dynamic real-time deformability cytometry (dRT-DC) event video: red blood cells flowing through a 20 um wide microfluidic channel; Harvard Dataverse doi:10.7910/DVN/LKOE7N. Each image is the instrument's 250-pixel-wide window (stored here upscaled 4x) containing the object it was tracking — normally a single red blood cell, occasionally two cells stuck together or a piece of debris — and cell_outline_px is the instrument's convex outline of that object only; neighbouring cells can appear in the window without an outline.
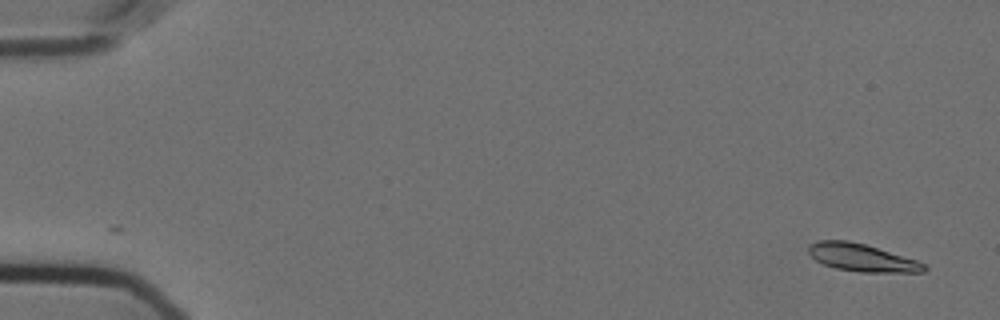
{"species": "Egyptian fruit bat (a non-hibernating species)", "species_latin": "Rousettus aegyptiacus", "temperature_condition": "cold", "stored_images_in_passage": 17, "camera_frame_rate_fps": 3000, "um_per_image_px": 0.085, "animal": {"sex": "female"}, "frame": {"image": 1, "passage_image": 1, "time_ms": 0.0, "image_size_px": [1000, 320], "cell_outline_px": [[928, 268], [924, 272], [860, 272], [836, 268], [824, 264], [816, 260], [808, 252], [808, 248], [812, 244], [820, 240], [848, 240], [864, 244], [916, 260], [924, 264]], "centroid_in_image_um": [73.26, 21.9], "position_along_channel_um": 11.7, "area_um2": 18.26}}
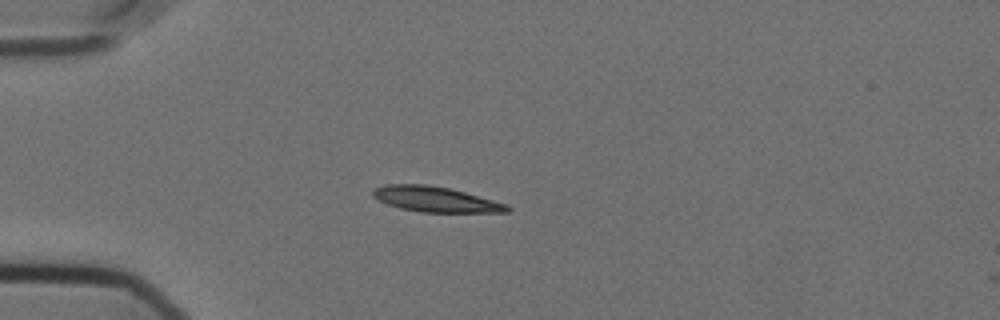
{"frame": {"image": 2, "passage_image": 14, "time_ms": 4.333, "image_size_px": [1000, 320], "cell_outline_px": [[512, 208], [508, 212], [420, 212], [400, 208], [388, 204], [372, 196], [372, 188], [388, 184], [428, 184], [448, 188], [464, 192], [508, 204]], "centroid_in_image_um": [37.01, 16.94], "position_along_channel_um": 48.0, "area_um2": 19.77}}